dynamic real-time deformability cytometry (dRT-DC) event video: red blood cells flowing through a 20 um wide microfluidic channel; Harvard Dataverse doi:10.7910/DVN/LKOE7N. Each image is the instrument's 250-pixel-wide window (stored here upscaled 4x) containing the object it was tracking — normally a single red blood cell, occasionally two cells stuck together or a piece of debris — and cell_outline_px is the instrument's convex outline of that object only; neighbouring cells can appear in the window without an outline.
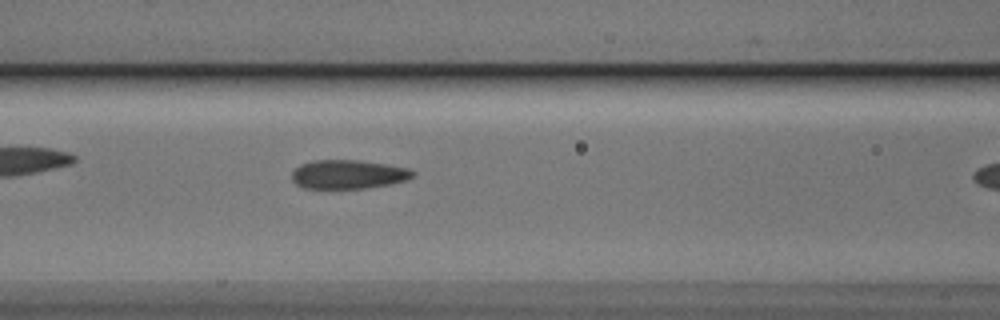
{"species": "Egyptian fruit bat (a non-hibernating species)", "species_latin": "Rousettus aegyptiacus", "temperature_condition": "cold", "stored_images_in_passage": 8, "camera_frame_rate_fps": 3000, "um_per_image_px": 0.085, "animal": {"sex": "male"}, "frame": {"image": 1, "passage_image": 7, "time_ms": 2.0, "image_size_px": [1000, 320], "cell_outline_px": [[416, 176], [408, 180], [368, 188], [304, 188], [296, 184], [292, 180], [292, 172], [300, 164], [312, 160], [360, 160], [388, 164], [408, 168], [416, 172]], "centroid_in_image_um": [29.63, 14.81], "position_along_channel_um": 137.0, "area_um2": 20.58}}